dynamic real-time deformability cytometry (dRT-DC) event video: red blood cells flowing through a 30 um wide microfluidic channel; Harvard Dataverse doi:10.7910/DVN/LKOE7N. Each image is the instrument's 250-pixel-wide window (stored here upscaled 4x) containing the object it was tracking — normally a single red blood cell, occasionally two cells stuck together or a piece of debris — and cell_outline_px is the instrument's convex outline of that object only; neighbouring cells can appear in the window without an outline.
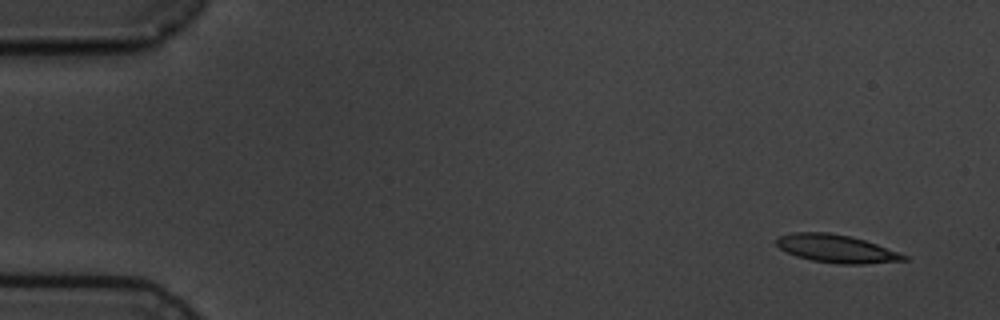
{"species": "common noctule bat (a hibernating species)", "species_latin": "Nyctalus noctula", "temperature_condition": "cold", "stored_images_in_passage": 5, "segment_of_instrument_passage": [2, 2], "camera_frame_rate_fps": 3000, "um_per_image_px": 0.085, "animal": {"sex": "male", "body_mass_g": 19.5, "forearm_length_mm": 54.6}, "frame": {"image": 1, "passage_image": 5, "time_ms": 5.333, "image_size_px": [1000, 320], "cell_outline_px": [[908, 260], [864, 264], [840, 264], [812, 260], [796, 256], [780, 248], [776, 244], [776, 240], [780, 236], [792, 232], [828, 232], [848, 236], [864, 240], [876, 244], [908, 256]], "centroid_in_image_um": [71.09, 21.14], "position_along_channel_um": 13.9, "area_um2": 20.52}}